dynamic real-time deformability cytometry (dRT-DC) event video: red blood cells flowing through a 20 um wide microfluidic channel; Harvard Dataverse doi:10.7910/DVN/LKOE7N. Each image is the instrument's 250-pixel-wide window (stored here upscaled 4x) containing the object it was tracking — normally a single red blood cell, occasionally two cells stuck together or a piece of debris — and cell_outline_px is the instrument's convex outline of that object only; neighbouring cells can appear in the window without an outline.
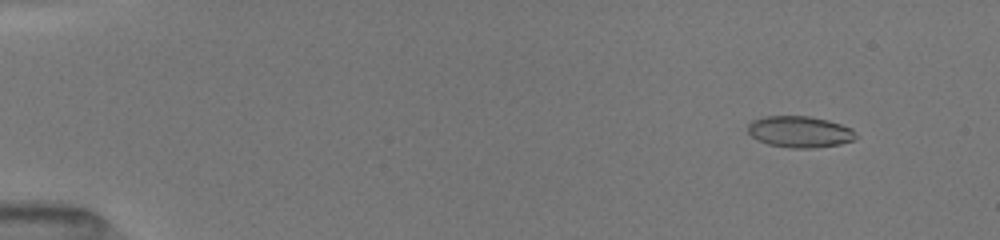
{"species": "common noctule bat (a hibernating species)", "species_latin": "Nyctalus noctula", "temperature_condition": "room temperature", "stored_images_in_passage": 18, "camera_frame_rate_fps": 3000, "um_per_image_px": 0.085, "animal": {"sex": "female", "body_mass_g": 19.5, "forearm_length_mm": 54.1}, "frame": {"image": 1, "passage_image": 5, "time_ms": 1.667, "image_size_px": [1000, 240], "cell_outline_px": [[860, 136], [852, 140], [840, 144], [812, 148], [788, 148], [768, 144], [752, 136], [748, 132], [748, 124], [752, 120], [764, 116], [808, 116], [828, 120], [852, 128]], "centroid_in_image_um": [68.0, 11.2], "position_along_channel_um": 17.0, "area_um2": 19.83}}
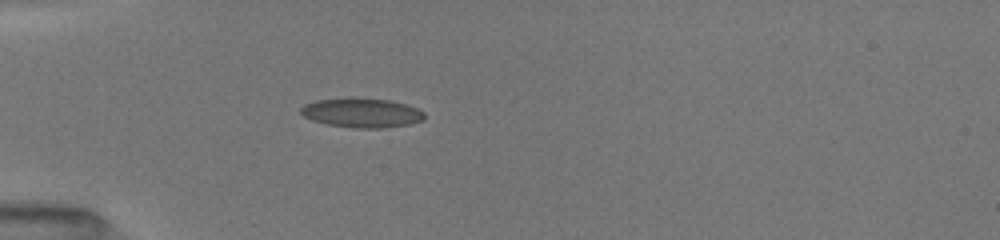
{"frame": {"image": 2, "passage_image": 15, "time_ms": 5.333, "image_size_px": [1000, 240], "cell_outline_px": [[424, 120], [408, 124], [384, 128], [352, 128], [328, 124], [312, 120], [304, 116], [300, 112], [300, 108], [304, 104], [316, 100], [348, 96], [352, 96], [388, 100], [404, 104], [416, 108], [424, 112]], "centroid_in_image_um": [30.71, 9.57], "position_along_channel_um": 54.3, "area_um2": 21.44}}
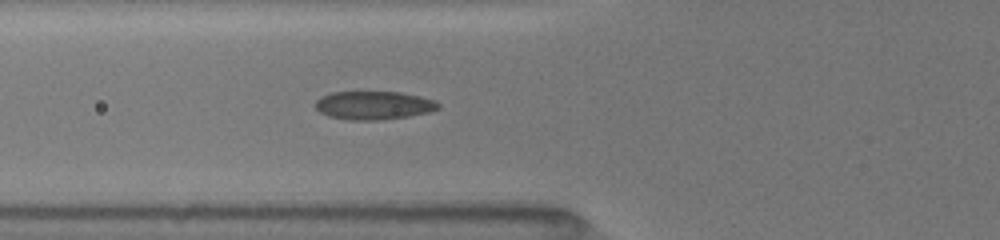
{"frame": {"image": 3, "passage_image": 18, "time_ms": 6.667, "image_size_px": [1000, 240], "cell_outline_px": [[440, 108], [428, 112], [408, 116], [380, 120], [348, 120], [328, 116], [320, 112], [316, 108], [316, 100], [320, 96], [332, 92], [400, 92], [420, 96], [436, 100], [440, 104]], "centroid_in_image_um": [31.77, 8.95], "position_along_channel_um": 94.0, "area_um2": 20.4}}